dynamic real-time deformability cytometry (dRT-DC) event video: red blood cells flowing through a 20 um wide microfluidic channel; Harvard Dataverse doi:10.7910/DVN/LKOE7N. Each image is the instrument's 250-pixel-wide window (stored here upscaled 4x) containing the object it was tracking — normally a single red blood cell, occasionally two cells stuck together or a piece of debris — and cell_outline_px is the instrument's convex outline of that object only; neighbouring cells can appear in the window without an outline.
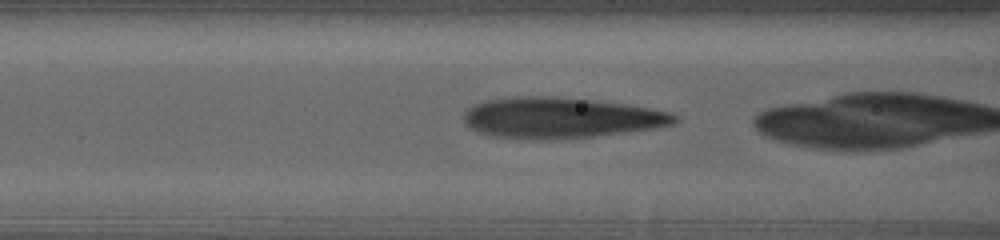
{"species": "human", "species_latin": "Homo sapiens", "temperature_condition": "warm", "stored_images_in_passage": 78, "camera_frame_rate_fps": 3000, "um_per_image_px": 0.085, "donor": {"sex": "female"}, "frame": {"image": 1, "passage_image": 41, "time_ms": 13.333, "image_size_px": [1000, 240], "cell_outline_px": [[680, 120], [676, 124], [660, 128], [568, 140], [500, 140], [476, 132], [468, 128], [464, 124], [464, 112], [472, 104], [484, 100], [512, 96], [552, 96], [592, 100], [628, 104], [672, 112], [680, 116]], "centroid_in_image_um": [47.63, 10.05], "position_along_channel_um": 119.0, "area_um2": 52.25}}
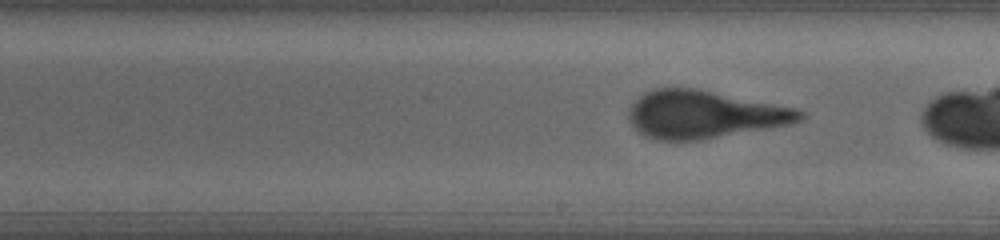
{"frame": {"image": 2, "passage_image": 57, "time_ms": 18.667, "image_size_px": [1000, 240], "cell_outline_px": [[808, 116], [804, 120], [792, 124], [772, 128], [708, 140], [684, 144], [668, 144], [648, 140], [640, 136], [632, 128], [628, 120], [628, 108], [644, 92], [652, 88], [696, 88], [796, 108], [804, 112]], "centroid_in_image_um": [59.79, 9.81], "position_along_channel_um": 229.2, "area_um2": 49.94}}
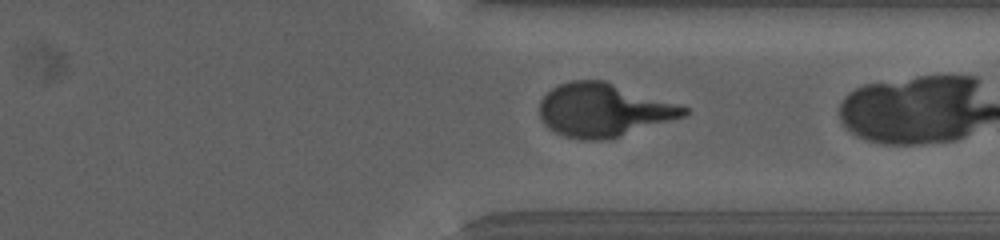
{"frame": {"image": 3, "passage_image": 76, "time_ms": 25.0, "image_size_px": [1000, 240], "cell_outline_px": [[688, 112], [684, 116], [612, 140], [576, 140], [564, 136], [548, 128], [544, 124], [540, 116], [540, 100], [552, 88], [560, 84], [572, 80], [604, 80], [688, 108]], "centroid_in_image_um": [51.27, 9.38], "position_along_channel_um": 360.1, "area_um2": 44.85}}